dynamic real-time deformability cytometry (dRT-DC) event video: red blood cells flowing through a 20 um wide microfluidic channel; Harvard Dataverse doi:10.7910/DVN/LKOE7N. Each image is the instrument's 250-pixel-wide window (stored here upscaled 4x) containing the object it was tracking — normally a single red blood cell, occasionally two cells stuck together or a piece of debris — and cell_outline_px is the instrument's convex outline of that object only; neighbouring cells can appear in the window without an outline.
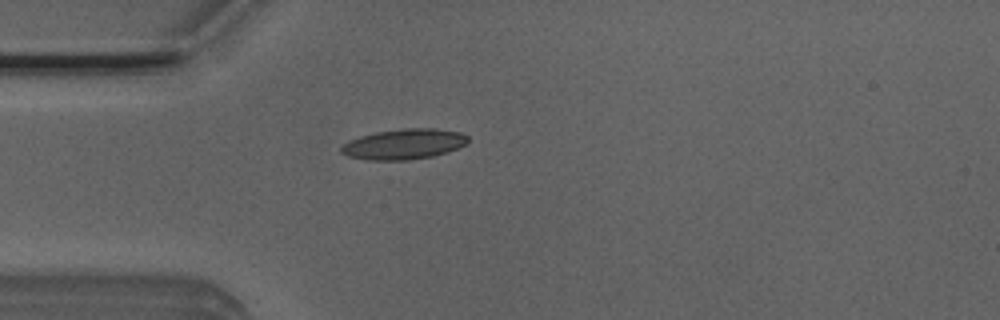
{"species": "Egyptian fruit bat (a non-hibernating species)", "species_latin": "Rousettus aegyptiacus", "temperature_condition": "room temperature", "stored_images_in_passage": 2, "camera_frame_rate_fps": 3000, "um_per_image_px": 0.085, "animal": {"sex": "male"}, "frame": {"image": 1, "passage_image": 2, "time_ms": 0.333, "image_size_px": [1000, 320], "cell_outline_px": [[468, 140], [464, 144], [448, 152], [432, 156], [408, 160], [368, 160], [348, 156], [340, 152], [340, 148], [348, 140], [360, 136], [376, 132], [404, 128], [436, 128], [460, 132], [468, 136]], "centroid_in_image_um": [34.31, 12.24], "position_along_channel_um": 50.7, "area_um2": 22.43}}